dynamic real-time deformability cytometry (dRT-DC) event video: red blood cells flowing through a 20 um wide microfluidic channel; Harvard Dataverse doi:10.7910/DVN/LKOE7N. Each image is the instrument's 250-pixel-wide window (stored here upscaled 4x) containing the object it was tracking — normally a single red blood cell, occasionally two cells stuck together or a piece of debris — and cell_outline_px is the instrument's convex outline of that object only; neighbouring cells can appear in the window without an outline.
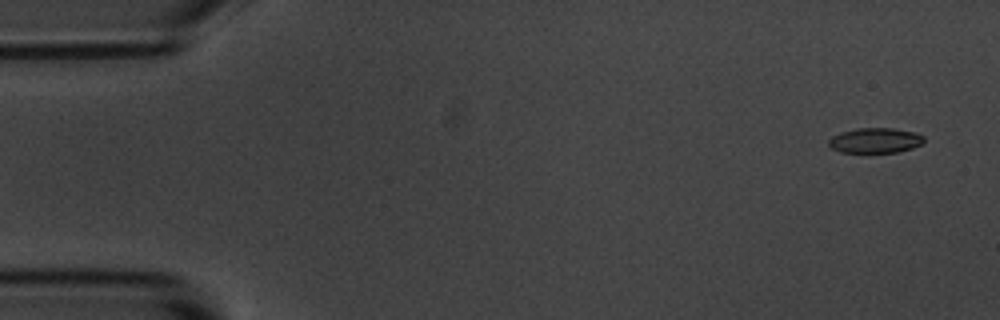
{"species": "common noctule bat (a hibernating species)", "species_latin": "Nyctalus noctula", "temperature_condition": "room temperature", "stored_images_in_passage": 4, "camera_frame_rate_fps": 3000, "um_per_image_px": 0.085, "animal": {"sex": "male", "body_mass_g": 20.1, "forearm_length_mm": 53.5}, "frame": {"image": 1, "passage_image": 1, "time_ms": 0.0, "image_size_px": [1000, 320], "cell_outline_px": [[924, 140], [920, 144], [912, 148], [896, 152], [840, 152], [832, 148], [828, 144], [828, 140], [832, 136], [840, 132], [856, 128], [892, 128], [916, 132], [924, 136]], "centroid_in_image_um": [74.38, 11.92], "position_along_channel_um": 10.6, "area_um2": 13.93}}
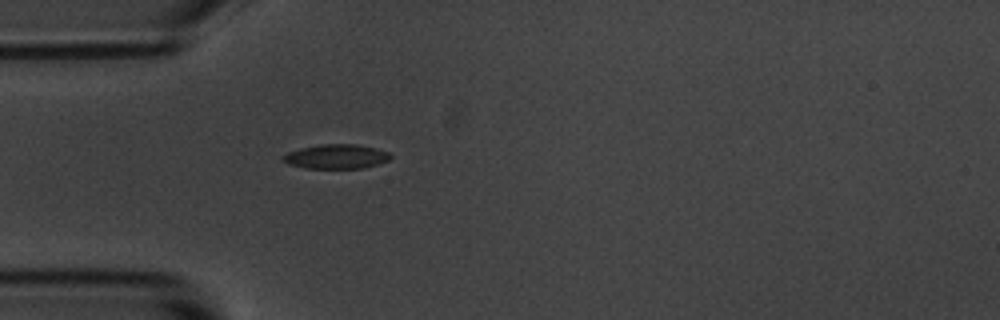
{"frame": {"image": 2, "passage_image": 4, "time_ms": 4.333, "image_size_px": [1000, 320], "cell_outline_px": [[392, 156], [388, 160], [364, 168], [304, 168], [288, 164], [280, 160], [280, 156], [288, 152], [300, 148], [324, 144], [356, 144], [376, 148], [388, 152]], "centroid_in_image_um": [28.53, 13.3], "position_along_channel_um": 56.5, "area_um2": 15.32}}